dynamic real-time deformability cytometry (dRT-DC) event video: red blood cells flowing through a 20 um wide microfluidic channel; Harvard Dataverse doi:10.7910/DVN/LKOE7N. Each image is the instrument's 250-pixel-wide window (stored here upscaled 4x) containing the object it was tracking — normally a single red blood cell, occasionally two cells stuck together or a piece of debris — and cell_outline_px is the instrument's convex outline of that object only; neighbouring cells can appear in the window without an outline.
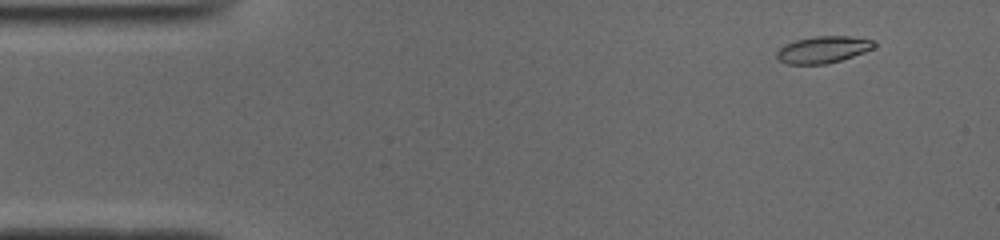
{"species": "common noctule bat (a hibernating species)", "species_latin": "Nyctalus noctula", "temperature_condition": "cold", "stored_images_in_passage": 52, "camera_frame_rate_fps": 3000, "um_per_image_px": 0.085, "animal": {"sex": "male", "body_mass_g": 19.0, "forearm_length_mm": 50.8}, "frame": {"image": 1, "passage_image": 5, "time_ms": 1.333, "image_size_px": [1000, 240], "cell_outline_px": [[876, 48], [840, 60], [824, 64], [788, 64], [780, 60], [776, 56], [776, 52], [784, 44], [796, 40], [816, 36], [848, 36], [872, 40], [876, 44]], "centroid_in_image_um": [69.96, 4.21], "position_along_channel_um": 15.0, "area_um2": 15.09}}
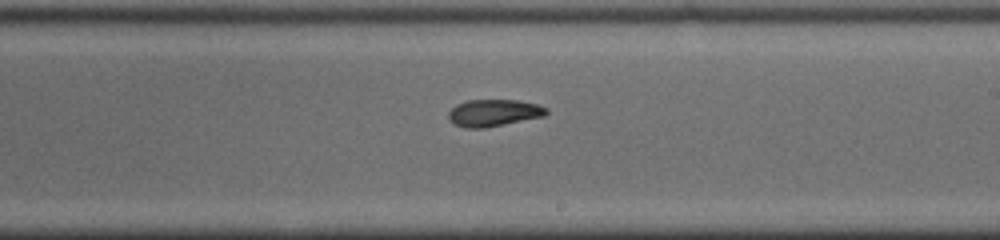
{"frame": {"image": 2, "passage_image": 30, "time_ms": 9.667, "image_size_px": [1000, 240], "cell_outline_px": [[548, 112], [544, 116], [484, 128], [464, 128], [452, 124], [448, 120], [448, 112], [456, 104], [468, 100], [516, 100], [536, 104], [548, 108]], "centroid_in_image_um": [41.91, 9.6], "position_along_channel_um": 247.1, "area_um2": 15.43}}
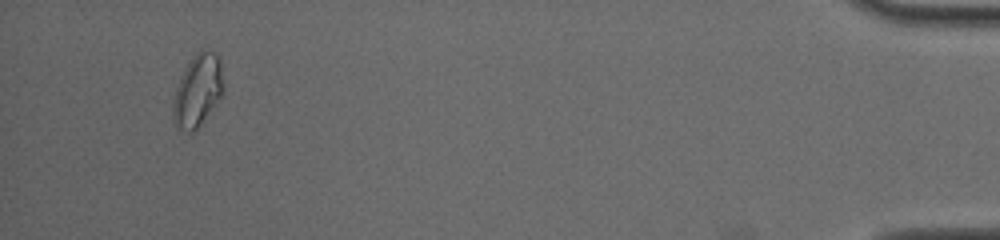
{"frame": {"image": 3, "passage_image": 49, "time_ms": 16.0, "image_size_px": [1000, 240], "cell_outline_px": [[224, 88], [220, 96], [196, 132], [188, 132], [176, 128], [172, 120], [172, 104], [176, 88], [180, 76], [184, 68], [192, 56], [200, 48], [216, 52], [220, 56]], "centroid_in_image_um": [16.78, 7.68], "position_along_channel_um": 418.4, "area_um2": 21.68}, "authors_computed_cell_mechanics": {"area_um2": 15.5482, "velocity_mm_per_s": 3.9228, "shape_relaxation_time_tau1_ms": null, "shape_relaxation_time_tau2_ms": 2.9858, "deformation_change_tau1": null, "deformation_change_tau2": 0.074}}